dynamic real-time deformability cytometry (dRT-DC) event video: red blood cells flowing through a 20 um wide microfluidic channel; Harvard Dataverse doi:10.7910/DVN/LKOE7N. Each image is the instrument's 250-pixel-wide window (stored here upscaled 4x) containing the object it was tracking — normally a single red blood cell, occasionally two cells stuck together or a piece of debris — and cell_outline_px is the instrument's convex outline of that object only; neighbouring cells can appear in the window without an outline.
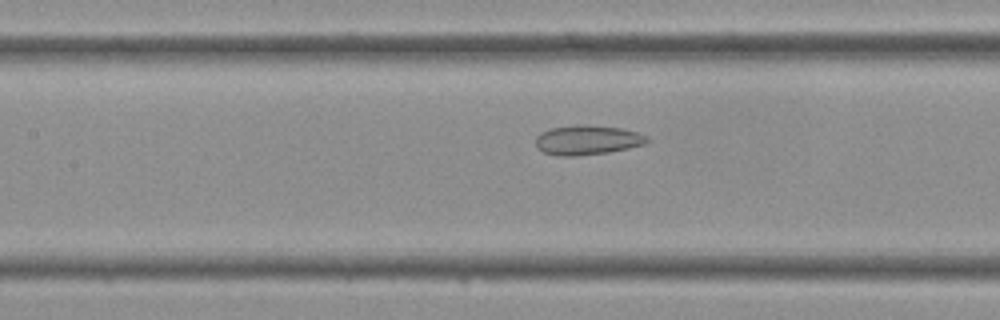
{"species": "Egyptian fruit bat (a non-hibernating species)", "species_latin": "Rousettus aegyptiacus", "temperature_condition": "cold", "stored_images_in_passage": 42, "camera_frame_rate_fps": 3000, "um_per_image_px": 0.085, "frame": {"image": 1, "passage_image": 19, "time_ms": 6.0, "image_size_px": [1000, 320], "cell_outline_px": [[652, 140], [648, 144], [608, 152], [576, 156], [556, 156], [544, 152], [536, 148], [536, 136], [540, 132], [552, 128], [576, 124], [580, 124], [624, 128], [636, 132]], "centroid_in_image_um": [49.92, 11.9], "position_along_channel_um": 157.5, "area_um2": 19.42}}
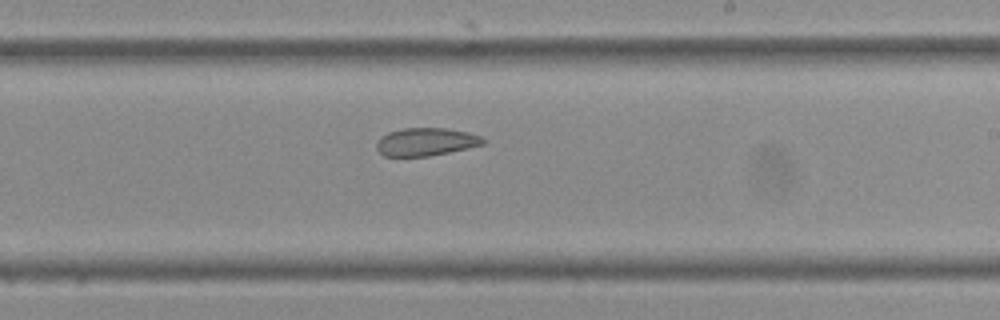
{"frame": {"image": 2, "passage_image": 25, "time_ms": 8.0, "image_size_px": [1000, 320], "cell_outline_px": [[484, 144], [468, 148], [428, 156], [384, 156], [376, 148], [376, 144], [388, 132], [404, 128], [448, 128], [468, 132], [480, 136], [484, 140]], "centroid_in_image_um": [36.22, 12.05], "position_along_channel_um": 252.8, "area_um2": 17.11}}
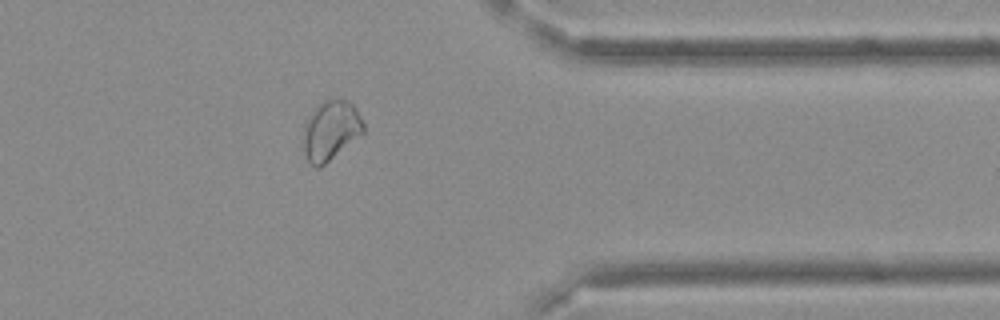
{"frame": {"image": 3, "passage_image": 34, "time_ms": 11.0, "image_size_px": [1000, 320], "cell_outline_px": [[364, 132], [320, 168], [316, 168], [308, 160], [304, 152], [304, 124], [308, 116], [316, 104], [324, 100], [344, 100], [352, 104], [356, 108], [364, 124]], "centroid_in_image_um": [28.1, 11.08], "position_along_channel_um": 383.3, "area_um2": 20.69}}